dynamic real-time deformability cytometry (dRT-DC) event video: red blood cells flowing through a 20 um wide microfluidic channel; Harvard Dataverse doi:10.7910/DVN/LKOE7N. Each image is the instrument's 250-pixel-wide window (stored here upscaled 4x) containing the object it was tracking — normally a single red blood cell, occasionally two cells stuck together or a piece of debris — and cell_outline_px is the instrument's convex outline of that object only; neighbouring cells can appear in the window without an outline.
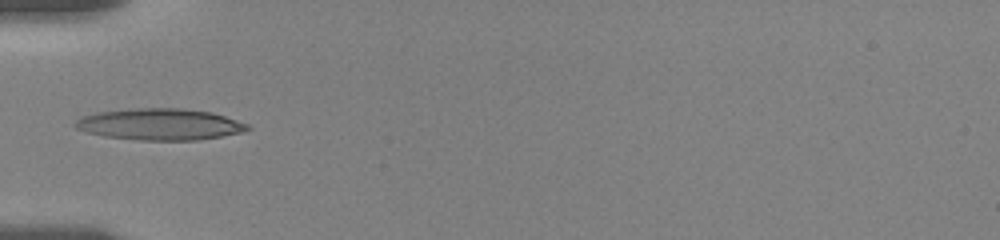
{"species": "human", "species_latin": "Homo sapiens", "temperature_condition": "room temperature", "stored_images_in_passage": 51, "camera_frame_rate_fps": 3000, "um_per_image_px": 0.085, "donor": {"sex": "female"}, "frame": {"image": 1, "passage_image": 1, "time_ms": 0.0, "image_size_px": [1000, 240], "cell_outline_px": [[252, 128], [244, 132], [224, 136], [196, 140], [140, 140], [104, 136], [88, 132], [76, 128], [72, 124], [80, 116], [96, 112], [136, 108], [180, 108], [212, 112], [248, 124]], "centroid_in_image_um": [13.59, 10.56], "position_along_channel_um": 71.4, "area_um2": 31.73}}
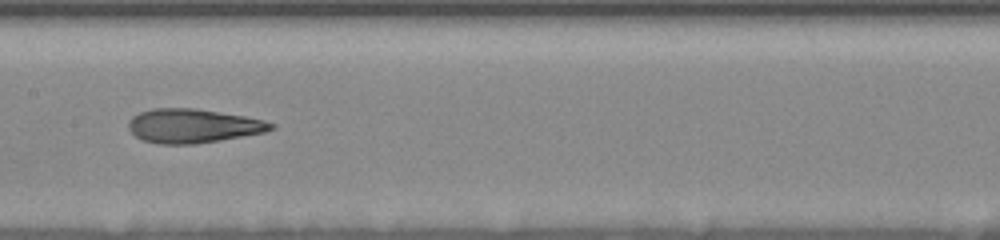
{"frame": {"image": 2, "passage_image": 15, "time_ms": 3.333, "image_size_px": [1000, 240], "cell_outline_px": [[276, 128], [264, 132], [220, 140], [192, 144], [160, 144], [140, 140], [128, 128], [128, 120], [132, 116], [140, 112], [152, 108], [196, 108], [244, 116], [264, 120], [276, 124]], "centroid_in_image_um": [16.38, 10.69], "position_along_channel_um": 191.0, "area_um2": 28.32}}
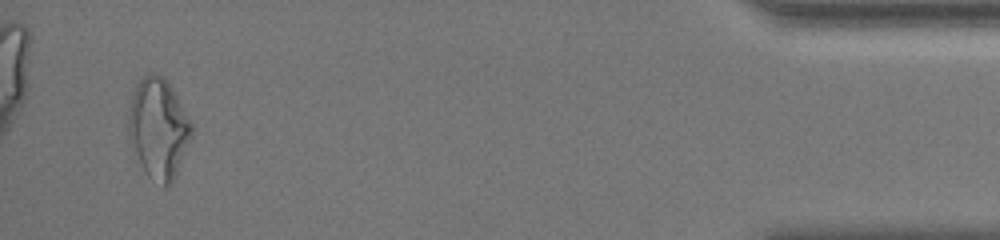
{"frame": {"image": 3, "passage_image": 51, "time_ms": 11.667, "image_size_px": [1000, 240], "cell_outline_px": [[192, 136], [172, 184], [164, 188], [148, 176], [128, 136], [128, 116], [132, 96], [140, 80], [144, 76], [152, 72], [168, 80], [192, 124]], "centroid_in_image_um": [13.49, 10.92], "position_along_channel_um": 421.7, "area_um2": 36.3}, "authors_computed_cell_mechanics": {"area_um2": 28.611, "velocity_mm_per_s": 3.5743, "shape_relaxation_time_tau1_ms": null, "shape_relaxation_time_tau2_ms": 2.2202, "deformation_change_tau1": null, "deformation_change_tau2": 0.12}}